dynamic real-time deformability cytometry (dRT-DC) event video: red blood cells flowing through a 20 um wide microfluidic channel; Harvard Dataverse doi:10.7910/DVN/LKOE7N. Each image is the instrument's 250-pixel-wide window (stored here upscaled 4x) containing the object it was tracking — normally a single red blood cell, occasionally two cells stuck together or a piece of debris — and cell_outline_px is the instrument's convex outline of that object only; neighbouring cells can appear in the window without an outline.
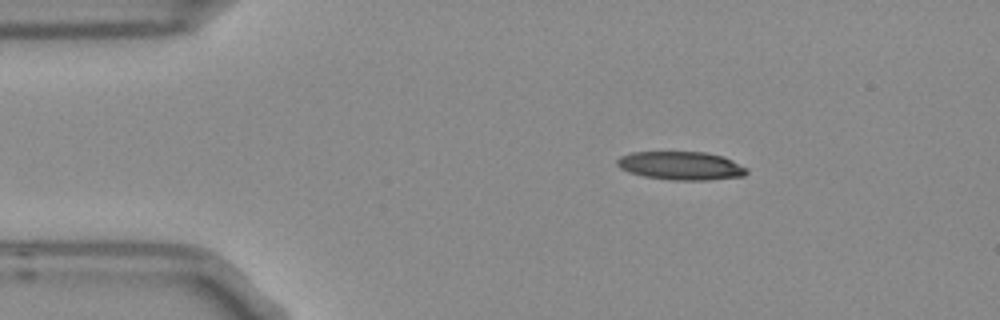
{"species": "Egyptian fruit bat (a non-hibernating species)", "species_latin": "Rousettus aegyptiacus", "temperature_condition": "room temperature", "stored_images_in_passage": 3, "camera_frame_rate_fps": 3000, "um_per_image_px": 0.085, "frame": {"image": 1, "passage_image": 2, "time_ms": 0.333, "image_size_px": [1000, 320], "cell_outline_px": [[748, 172], [744, 176], [708, 180], [672, 180], [644, 176], [628, 172], [620, 168], [616, 164], [616, 160], [620, 156], [632, 152], [704, 152], [724, 156], [748, 168]], "centroid_in_image_um": [57.89, 14.08], "position_along_channel_um": 27.1, "area_um2": 21.56}}